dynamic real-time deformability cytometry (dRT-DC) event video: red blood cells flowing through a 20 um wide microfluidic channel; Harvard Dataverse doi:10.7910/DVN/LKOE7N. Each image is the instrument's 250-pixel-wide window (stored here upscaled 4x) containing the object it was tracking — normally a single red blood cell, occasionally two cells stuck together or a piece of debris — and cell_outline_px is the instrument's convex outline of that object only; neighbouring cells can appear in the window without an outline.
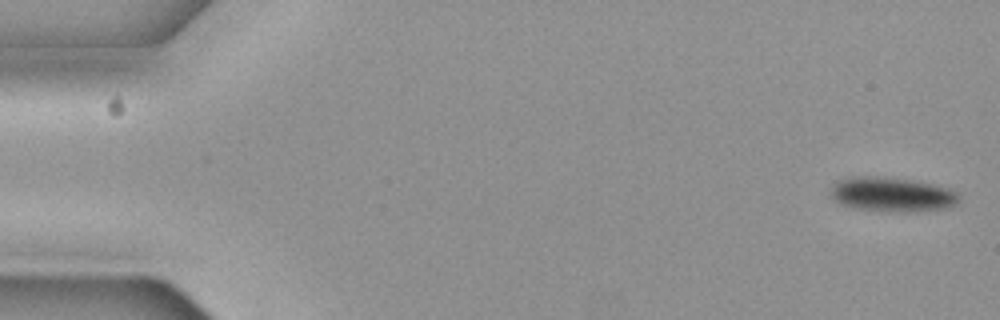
{"species": "common noctule bat (a hibernating species)", "species_latin": "Nyctalus noctula", "temperature_condition": "cold", "stored_images_in_passage": 57, "camera_frame_rate_fps": 3000, "um_per_image_px": 0.085, "animal": {"sex": "female", "body_mass_g": 19.3, "forearm_length_mm": 54.1}, "frame": {"image": 1, "passage_image": 2, "time_ms": 0.333, "image_size_px": [1000, 320], "cell_outline_px": [[956, 200], [952, 204], [940, 208], [912, 212], [900, 212], [856, 208], [840, 204], [832, 196], [832, 188], [840, 180], [852, 176], [872, 176], [908, 180], [932, 184], [948, 188], [956, 192]], "centroid_in_image_um": [75.76, 16.52], "position_along_channel_um": 9.2, "area_um2": 24.85}}
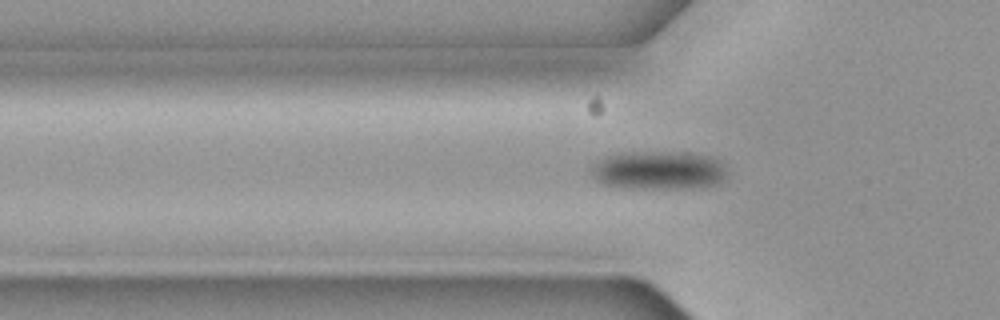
{"frame": {"image": 2, "passage_image": 19, "time_ms": 6.0, "image_size_px": [1000, 320], "cell_outline_px": [[724, 176], [716, 184], [700, 188], [632, 188], [600, 184], [592, 176], [592, 168], [604, 156], [620, 152], [688, 152], [708, 156], [720, 160], [724, 168]], "centroid_in_image_um": [55.96, 14.47], "position_along_channel_um": 69.8, "area_um2": 30.46}}
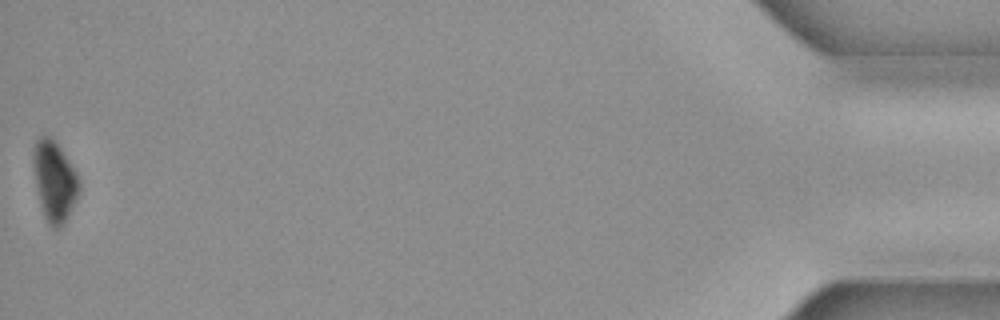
{"frame": {"image": 3, "passage_image": 57, "time_ms": 18.667, "image_size_px": [1000, 320], "cell_outline_px": [[80, 192], [64, 224], [60, 228], [52, 228], [48, 224], [44, 216], [40, 204], [36, 184], [32, 160], [32, 152], [36, 140], [40, 136], [52, 136], [56, 140], [76, 172], [80, 180]], "centroid_in_image_um": [4.63, 15.38], "position_along_channel_um": 430.6, "area_um2": 21.68}, "authors_computed_cell_mechanics": {"area_um2": 27.6284, "velocity_mm_per_s": 3.6672, "shape_relaxation_time_tau1_ms": 1.995, "shape_relaxation_time_tau2_ms": null, "deformation_change_tau1": 0.0522, "deformation_change_tau2": null}}